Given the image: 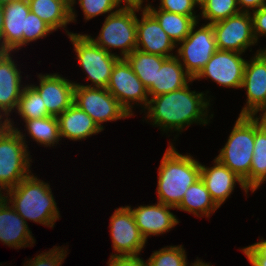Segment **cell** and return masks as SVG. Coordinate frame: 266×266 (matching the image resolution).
<instances>
[{"mask_svg": "<svg viewBox=\"0 0 266 266\" xmlns=\"http://www.w3.org/2000/svg\"><path fill=\"white\" fill-rule=\"evenodd\" d=\"M252 266H266V258H248Z\"/></svg>", "mask_w": 266, "mask_h": 266, "instance_id": "obj_42", "label": "cell"}, {"mask_svg": "<svg viewBox=\"0 0 266 266\" xmlns=\"http://www.w3.org/2000/svg\"><path fill=\"white\" fill-rule=\"evenodd\" d=\"M3 116L0 114V134L5 130V128L8 126V119H4L2 122Z\"/></svg>", "mask_w": 266, "mask_h": 266, "instance_id": "obj_44", "label": "cell"}, {"mask_svg": "<svg viewBox=\"0 0 266 266\" xmlns=\"http://www.w3.org/2000/svg\"><path fill=\"white\" fill-rule=\"evenodd\" d=\"M57 118L60 138L66 137L76 141L103 131L85 111L79 109L75 104H72Z\"/></svg>", "mask_w": 266, "mask_h": 266, "instance_id": "obj_22", "label": "cell"}, {"mask_svg": "<svg viewBox=\"0 0 266 266\" xmlns=\"http://www.w3.org/2000/svg\"><path fill=\"white\" fill-rule=\"evenodd\" d=\"M65 251V252H64ZM66 250L64 248H60L57 246L51 249L49 252H44L42 254H39L35 257V259H32L27 262L24 266H62V262L66 257Z\"/></svg>", "mask_w": 266, "mask_h": 266, "instance_id": "obj_35", "label": "cell"}, {"mask_svg": "<svg viewBox=\"0 0 266 266\" xmlns=\"http://www.w3.org/2000/svg\"><path fill=\"white\" fill-rule=\"evenodd\" d=\"M197 21L188 36L181 41L177 51V58L183 61L186 72L194 79L212 55L218 50L212 24L201 26L197 31ZM181 58V59H180Z\"/></svg>", "mask_w": 266, "mask_h": 266, "instance_id": "obj_9", "label": "cell"}, {"mask_svg": "<svg viewBox=\"0 0 266 266\" xmlns=\"http://www.w3.org/2000/svg\"><path fill=\"white\" fill-rule=\"evenodd\" d=\"M10 1H13V0H0V5H3V4L8 3Z\"/></svg>", "mask_w": 266, "mask_h": 266, "instance_id": "obj_49", "label": "cell"}, {"mask_svg": "<svg viewBox=\"0 0 266 266\" xmlns=\"http://www.w3.org/2000/svg\"><path fill=\"white\" fill-rule=\"evenodd\" d=\"M52 32L54 30L46 22L30 11L26 16V32H23L22 35V46L43 38Z\"/></svg>", "mask_w": 266, "mask_h": 266, "instance_id": "obj_34", "label": "cell"}, {"mask_svg": "<svg viewBox=\"0 0 266 266\" xmlns=\"http://www.w3.org/2000/svg\"><path fill=\"white\" fill-rule=\"evenodd\" d=\"M241 54L218 49L193 80L211 78L221 86L241 88L247 62Z\"/></svg>", "mask_w": 266, "mask_h": 266, "instance_id": "obj_13", "label": "cell"}, {"mask_svg": "<svg viewBox=\"0 0 266 266\" xmlns=\"http://www.w3.org/2000/svg\"><path fill=\"white\" fill-rule=\"evenodd\" d=\"M1 190H4V189L0 185V202H3L4 200H6V196L1 193L2 192Z\"/></svg>", "mask_w": 266, "mask_h": 266, "instance_id": "obj_46", "label": "cell"}, {"mask_svg": "<svg viewBox=\"0 0 266 266\" xmlns=\"http://www.w3.org/2000/svg\"><path fill=\"white\" fill-rule=\"evenodd\" d=\"M218 208L219 206L214 202L200 178L186 190L181 203L176 209L192 213L198 217L204 215L210 217V213L212 214Z\"/></svg>", "mask_w": 266, "mask_h": 266, "instance_id": "obj_26", "label": "cell"}, {"mask_svg": "<svg viewBox=\"0 0 266 266\" xmlns=\"http://www.w3.org/2000/svg\"><path fill=\"white\" fill-rule=\"evenodd\" d=\"M203 261H201L200 259L199 260H196L194 263H191L192 265L191 266H199Z\"/></svg>", "mask_w": 266, "mask_h": 266, "instance_id": "obj_48", "label": "cell"}, {"mask_svg": "<svg viewBox=\"0 0 266 266\" xmlns=\"http://www.w3.org/2000/svg\"><path fill=\"white\" fill-rule=\"evenodd\" d=\"M170 144L158 171V202L177 208L186 190L200 179V163L191 155H182Z\"/></svg>", "mask_w": 266, "mask_h": 266, "instance_id": "obj_2", "label": "cell"}, {"mask_svg": "<svg viewBox=\"0 0 266 266\" xmlns=\"http://www.w3.org/2000/svg\"><path fill=\"white\" fill-rule=\"evenodd\" d=\"M6 194L8 203L12 204L11 206L25 222L27 219L54 227L55 221L60 217L50 185L33 174L7 190Z\"/></svg>", "mask_w": 266, "mask_h": 266, "instance_id": "obj_3", "label": "cell"}, {"mask_svg": "<svg viewBox=\"0 0 266 266\" xmlns=\"http://www.w3.org/2000/svg\"><path fill=\"white\" fill-rule=\"evenodd\" d=\"M2 30H3V9L2 6L0 5V46H1Z\"/></svg>", "mask_w": 266, "mask_h": 266, "instance_id": "obj_45", "label": "cell"}, {"mask_svg": "<svg viewBox=\"0 0 266 266\" xmlns=\"http://www.w3.org/2000/svg\"><path fill=\"white\" fill-rule=\"evenodd\" d=\"M265 55H266V48H265V50L264 49H262L261 50Z\"/></svg>", "mask_w": 266, "mask_h": 266, "instance_id": "obj_53", "label": "cell"}, {"mask_svg": "<svg viewBox=\"0 0 266 266\" xmlns=\"http://www.w3.org/2000/svg\"><path fill=\"white\" fill-rule=\"evenodd\" d=\"M264 112V113H263ZM262 112V116L260 115V117L258 118L257 116H255V114H252L251 116L255 119V121L258 124V127L265 133L266 135V111Z\"/></svg>", "mask_w": 266, "mask_h": 266, "instance_id": "obj_41", "label": "cell"}, {"mask_svg": "<svg viewBox=\"0 0 266 266\" xmlns=\"http://www.w3.org/2000/svg\"><path fill=\"white\" fill-rule=\"evenodd\" d=\"M142 18H137L136 49L148 54H156L163 57H173L176 44L165 33L157 19L144 7Z\"/></svg>", "mask_w": 266, "mask_h": 266, "instance_id": "obj_15", "label": "cell"}, {"mask_svg": "<svg viewBox=\"0 0 266 266\" xmlns=\"http://www.w3.org/2000/svg\"><path fill=\"white\" fill-rule=\"evenodd\" d=\"M30 11L46 22L54 31L65 28L70 19L68 0H27Z\"/></svg>", "mask_w": 266, "mask_h": 266, "instance_id": "obj_25", "label": "cell"}, {"mask_svg": "<svg viewBox=\"0 0 266 266\" xmlns=\"http://www.w3.org/2000/svg\"><path fill=\"white\" fill-rule=\"evenodd\" d=\"M80 66L87 73L93 87L106 88L112 70L120 57L95 44L86 34L69 33Z\"/></svg>", "mask_w": 266, "mask_h": 266, "instance_id": "obj_7", "label": "cell"}, {"mask_svg": "<svg viewBox=\"0 0 266 266\" xmlns=\"http://www.w3.org/2000/svg\"><path fill=\"white\" fill-rule=\"evenodd\" d=\"M160 2V10L184 16H196L193 10L198 4L195 0H160Z\"/></svg>", "mask_w": 266, "mask_h": 266, "instance_id": "obj_36", "label": "cell"}, {"mask_svg": "<svg viewBox=\"0 0 266 266\" xmlns=\"http://www.w3.org/2000/svg\"><path fill=\"white\" fill-rule=\"evenodd\" d=\"M250 14L252 17L254 37L257 41L259 36H266V5L252 13L250 12Z\"/></svg>", "mask_w": 266, "mask_h": 266, "instance_id": "obj_37", "label": "cell"}, {"mask_svg": "<svg viewBox=\"0 0 266 266\" xmlns=\"http://www.w3.org/2000/svg\"><path fill=\"white\" fill-rule=\"evenodd\" d=\"M199 266H211V265H209V264H207V263H204V262H202Z\"/></svg>", "mask_w": 266, "mask_h": 266, "instance_id": "obj_51", "label": "cell"}, {"mask_svg": "<svg viewBox=\"0 0 266 266\" xmlns=\"http://www.w3.org/2000/svg\"><path fill=\"white\" fill-rule=\"evenodd\" d=\"M3 9V30L1 47L7 51L22 47V35L26 32V16L30 12L27 0H13L5 3Z\"/></svg>", "mask_w": 266, "mask_h": 266, "instance_id": "obj_17", "label": "cell"}, {"mask_svg": "<svg viewBox=\"0 0 266 266\" xmlns=\"http://www.w3.org/2000/svg\"><path fill=\"white\" fill-rule=\"evenodd\" d=\"M247 258H266V240L261 239L253 245L242 249Z\"/></svg>", "mask_w": 266, "mask_h": 266, "instance_id": "obj_39", "label": "cell"}, {"mask_svg": "<svg viewBox=\"0 0 266 266\" xmlns=\"http://www.w3.org/2000/svg\"><path fill=\"white\" fill-rule=\"evenodd\" d=\"M17 111L23 120L41 119L51 116L42 102L40 94L31 86H24Z\"/></svg>", "mask_w": 266, "mask_h": 266, "instance_id": "obj_30", "label": "cell"}, {"mask_svg": "<svg viewBox=\"0 0 266 266\" xmlns=\"http://www.w3.org/2000/svg\"><path fill=\"white\" fill-rule=\"evenodd\" d=\"M7 53L1 46H0V59Z\"/></svg>", "mask_w": 266, "mask_h": 266, "instance_id": "obj_47", "label": "cell"}, {"mask_svg": "<svg viewBox=\"0 0 266 266\" xmlns=\"http://www.w3.org/2000/svg\"><path fill=\"white\" fill-rule=\"evenodd\" d=\"M214 163V166L210 168L200 164V178L209 191L212 199L219 207L231 195L236 182L241 185V188L247 194L248 189L240 177L216 158L214 159Z\"/></svg>", "mask_w": 266, "mask_h": 266, "instance_id": "obj_19", "label": "cell"}, {"mask_svg": "<svg viewBox=\"0 0 266 266\" xmlns=\"http://www.w3.org/2000/svg\"><path fill=\"white\" fill-rule=\"evenodd\" d=\"M241 88L247 90V102L239 115H256L266 107V55L261 49L246 62Z\"/></svg>", "mask_w": 266, "mask_h": 266, "instance_id": "obj_14", "label": "cell"}, {"mask_svg": "<svg viewBox=\"0 0 266 266\" xmlns=\"http://www.w3.org/2000/svg\"><path fill=\"white\" fill-rule=\"evenodd\" d=\"M76 4V0L70 2V19L71 22L75 21V11L73 6ZM80 7L83 10L86 20L92 19L95 16L109 13L113 14L120 8L121 2L119 0H78ZM118 7V8H117ZM115 8H117L115 10ZM113 10V11H112ZM115 10V11H114ZM112 11V12H111Z\"/></svg>", "mask_w": 266, "mask_h": 266, "instance_id": "obj_32", "label": "cell"}, {"mask_svg": "<svg viewBox=\"0 0 266 266\" xmlns=\"http://www.w3.org/2000/svg\"><path fill=\"white\" fill-rule=\"evenodd\" d=\"M147 261L148 266H187L188 264L182 245L167 246L155 251Z\"/></svg>", "mask_w": 266, "mask_h": 266, "instance_id": "obj_33", "label": "cell"}, {"mask_svg": "<svg viewBox=\"0 0 266 266\" xmlns=\"http://www.w3.org/2000/svg\"><path fill=\"white\" fill-rule=\"evenodd\" d=\"M121 3H126V6H139V0H119Z\"/></svg>", "mask_w": 266, "mask_h": 266, "instance_id": "obj_43", "label": "cell"}, {"mask_svg": "<svg viewBox=\"0 0 266 266\" xmlns=\"http://www.w3.org/2000/svg\"><path fill=\"white\" fill-rule=\"evenodd\" d=\"M189 89L186 85L179 90L151 97L145 108L148 110L146 117L152 119L153 125L160 126L163 131L174 129L180 132L193 122L208 124L209 101L203 97L204 93Z\"/></svg>", "mask_w": 266, "mask_h": 266, "instance_id": "obj_1", "label": "cell"}, {"mask_svg": "<svg viewBox=\"0 0 266 266\" xmlns=\"http://www.w3.org/2000/svg\"><path fill=\"white\" fill-rule=\"evenodd\" d=\"M202 18L209 20L208 24L227 19L240 11L237 0H206L200 6Z\"/></svg>", "mask_w": 266, "mask_h": 266, "instance_id": "obj_31", "label": "cell"}, {"mask_svg": "<svg viewBox=\"0 0 266 266\" xmlns=\"http://www.w3.org/2000/svg\"><path fill=\"white\" fill-rule=\"evenodd\" d=\"M141 9L140 6H121L117 12L108 14L96 39L90 35L87 36L108 53H112L109 48H120L119 57L126 58L136 49L137 16L135 12Z\"/></svg>", "mask_w": 266, "mask_h": 266, "instance_id": "obj_6", "label": "cell"}, {"mask_svg": "<svg viewBox=\"0 0 266 266\" xmlns=\"http://www.w3.org/2000/svg\"><path fill=\"white\" fill-rule=\"evenodd\" d=\"M8 205L7 200L0 202V241L16 249L34 244L27 222Z\"/></svg>", "mask_w": 266, "mask_h": 266, "instance_id": "obj_21", "label": "cell"}, {"mask_svg": "<svg viewBox=\"0 0 266 266\" xmlns=\"http://www.w3.org/2000/svg\"><path fill=\"white\" fill-rule=\"evenodd\" d=\"M219 50L245 53L256 41L250 13L239 12L227 19L212 24Z\"/></svg>", "mask_w": 266, "mask_h": 266, "instance_id": "obj_11", "label": "cell"}, {"mask_svg": "<svg viewBox=\"0 0 266 266\" xmlns=\"http://www.w3.org/2000/svg\"><path fill=\"white\" fill-rule=\"evenodd\" d=\"M143 0H139V6L142 7V4H143Z\"/></svg>", "mask_w": 266, "mask_h": 266, "instance_id": "obj_52", "label": "cell"}, {"mask_svg": "<svg viewBox=\"0 0 266 266\" xmlns=\"http://www.w3.org/2000/svg\"><path fill=\"white\" fill-rule=\"evenodd\" d=\"M185 71V72H184ZM194 81L186 72L179 58L175 56L167 58L161 65L156 75V83L148 89L150 97H156L172 91L179 90Z\"/></svg>", "mask_w": 266, "mask_h": 266, "instance_id": "obj_23", "label": "cell"}, {"mask_svg": "<svg viewBox=\"0 0 266 266\" xmlns=\"http://www.w3.org/2000/svg\"><path fill=\"white\" fill-rule=\"evenodd\" d=\"M254 150V118L239 115L227 143L216 159L240 177L249 190V172Z\"/></svg>", "mask_w": 266, "mask_h": 266, "instance_id": "obj_4", "label": "cell"}, {"mask_svg": "<svg viewBox=\"0 0 266 266\" xmlns=\"http://www.w3.org/2000/svg\"><path fill=\"white\" fill-rule=\"evenodd\" d=\"M195 1L197 2L198 6H199V5H201L206 0H195Z\"/></svg>", "mask_w": 266, "mask_h": 266, "instance_id": "obj_50", "label": "cell"}, {"mask_svg": "<svg viewBox=\"0 0 266 266\" xmlns=\"http://www.w3.org/2000/svg\"><path fill=\"white\" fill-rule=\"evenodd\" d=\"M254 154L249 172V189L254 192L266 181V135L254 119Z\"/></svg>", "mask_w": 266, "mask_h": 266, "instance_id": "obj_28", "label": "cell"}, {"mask_svg": "<svg viewBox=\"0 0 266 266\" xmlns=\"http://www.w3.org/2000/svg\"><path fill=\"white\" fill-rule=\"evenodd\" d=\"M106 89L119 101L130 116H133L132 103L135 101L136 104L138 102L143 107L145 106L144 108L148 105V90L125 58H120L114 65Z\"/></svg>", "mask_w": 266, "mask_h": 266, "instance_id": "obj_10", "label": "cell"}, {"mask_svg": "<svg viewBox=\"0 0 266 266\" xmlns=\"http://www.w3.org/2000/svg\"><path fill=\"white\" fill-rule=\"evenodd\" d=\"M136 225L147 241L149 235H159L168 232L179 223L176 216L170 212L173 207L157 202L155 205H140L132 209Z\"/></svg>", "mask_w": 266, "mask_h": 266, "instance_id": "obj_18", "label": "cell"}, {"mask_svg": "<svg viewBox=\"0 0 266 266\" xmlns=\"http://www.w3.org/2000/svg\"><path fill=\"white\" fill-rule=\"evenodd\" d=\"M145 8L157 19L162 29L176 45L188 36L193 25L198 21V15L184 16L160 9L156 10L149 4Z\"/></svg>", "mask_w": 266, "mask_h": 266, "instance_id": "obj_24", "label": "cell"}, {"mask_svg": "<svg viewBox=\"0 0 266 266\" xmlns=\"http://www.w3.org/2000/svg\"><path fill=\"white\" fill-rule=\"evenodd\" d=\"M103 129V122L131 117L119 101L106 89L75 83L74 102Z\"/></svg>", "mask_w": 266, "mask_h": 266, "instance_id": "obj_8", "label": "cell"}, {"mask_svg": "<svg viewBox=\"0 0 266 266\" xmlns=\"http://www.w3.org/2000/svg\"><path fill=\"white\" fill-rule=\"evenodd\" d=\"M125 59L148 90L153 83H156L157 72L167 57L148 54L135 49Z\"/></svg>", "mask_w": 266, "mask_h": 266, "instance_id": "obj_27", "label": "cell"}, {"mask_svg": "<svg viewBox=\"0 0 266 266\" xmlns=\"http://www.w3.org/2000/svg\"><path fill=\"white\" fill-rule=\"evenodd\" d=\"M26 130L33 140L45 146H54L60 139L59 122L55 116L24 120ZM52 144V145H51ZM51 145V146H50Z\"/></svg>", "mask_w": 266, "mask_h": 266, "instance_id": "obj_29", "label": "cell"}, {"mask_svg": "<svg viewBox=\"0 0 266 266\" xmlns=\"http://www.w3.org/2000/svg\"><path fill=\"white\" fill-rule=\"evenodd\" d=\"M110 233L117 252L111 256H138L146 243L128 206L115 209L110 218Z\"/></svg>", "mask_w": 266, "mask_h": 266, "instance_id": "obj_12", "label": "cell"}, {"mask_svg": "<svg viewBox=\"0 0 266 266\" xmlns=\"http://www.w3.org/2000/svg\"><path fill=\"white\" fill-rule=\"evenodd\" d=\"M24 136L8 118V126L0 134V185L6 191L31 174Z\"/></svg>", "mask_w": 266, "mask_h": 266, "instance_id": "obj_5", "label": "cell"}, {"mask_svg": "<svg viewBox=\"0 0 266 266\" xmlns=\"http://www.w3.org/2000/svg\"><path fill=\"white\" fill-rule=\"evenodd\" d=\"M39 86L31 85L41 96L47 112L58 117L74 102L75 83L58 74H39Z\"/></svg>", "mask_w": 266, "mask_h": 266, "instance_id": "obj_16", "label": "cell"}, {"mask_svg": "<svg viewBox=\"0 0 266 266\" xmlns=\"http://www.w3.org/2000/svg\"><path fill=\"white\" fill-rule=\"evenodd\" d=\"M241 12L250 13L266 5V0H237ZM255 9V10H254Z\"/></svg>", "mask_w": 266, "mask_h": 266, "instance_id": "obj_40", "label": "cell"}, {"mask_svg": "<svg viewBox=\"0 0 266 266\" xmlns=\"http://www.w3.org/2000/svg\"><path fill=\"white\" fill-rule=\"evenodd\" d=\"M10 54L7 52L0 59V114L5 115L6 119L14 108L17 109L23 90L21 71L18 70Z\"/></svg>", "mask_w": 266, "mask_h": 266, "instance_id": "obj_20", "label": "cell"}, {"mask_svg": "<svg viewBox=\"0 0 266 266\" xmlns=\"http://www.w3.org/2000/svg\"><path fill=\"white\" fill-rule=\"evenodd\" d=\"M109 266H148L139 256H110Z\"/></svg>", "mask_w": 266, "mask_h": 266, "instance_id": "obj_38", "label": "cell"}]
</instances>
